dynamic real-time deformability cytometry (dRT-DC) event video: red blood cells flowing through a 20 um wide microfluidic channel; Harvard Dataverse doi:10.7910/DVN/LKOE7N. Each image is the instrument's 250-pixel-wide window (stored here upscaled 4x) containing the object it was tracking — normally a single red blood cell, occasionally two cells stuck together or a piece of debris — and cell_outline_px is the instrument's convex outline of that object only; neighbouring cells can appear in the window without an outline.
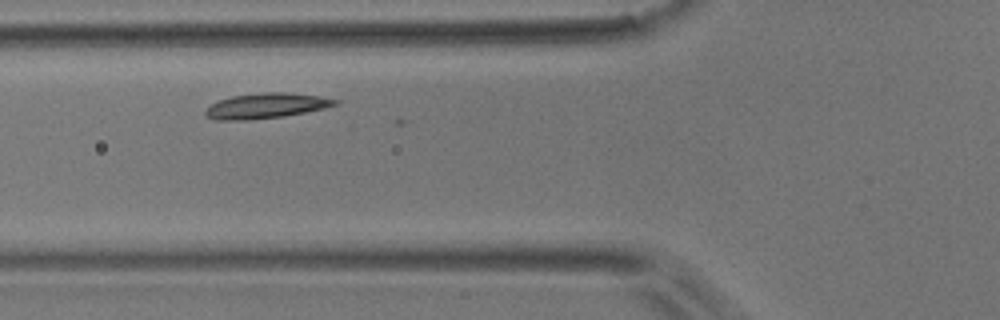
{"species": "common noctule bat (a hibernating species)", "species_latin": "Nyctalus noctula", "temperature_condition": "room temperature", "stored_images_in_passage": 36, "camera_frame_rate_fps": 3000, "um_per_image_px": 0.085, "animal": {"sex": "male", "body_mass_g": 17.9}, "frame": {"image": 1, "passage_image": 2, "time_ms": 0.333, "image_size_px": [1000, 320], "cell_outline_px": [[340, 104], [324, 108], [284, 116], [248, 120], [212, 120], [204, 112], [212, 104], [220, 100], [232, 96], [260, 92], [284, 92], [320, 96], [340, 100]], "centroid_in_image_um": [22.65, 8.99], "position_along_channel_um": 103.2, "area_um2": 19.02}}
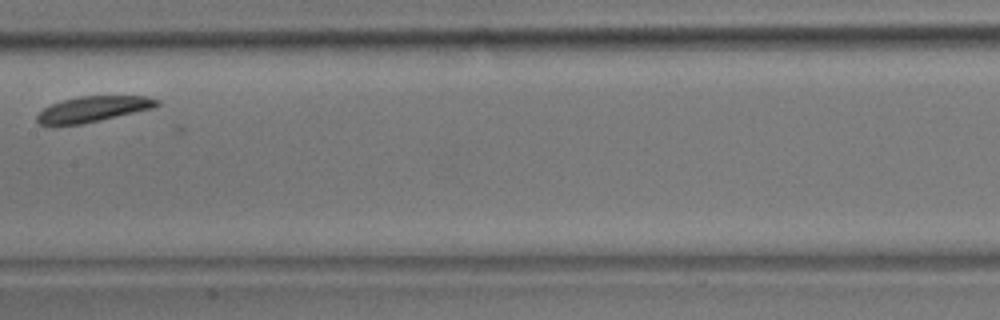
{"frame": {"image": 2, "passage_image": 10, "time_ms": 3.0, "image_size_px": [1000, 320], "cell_outline_px": [[160, 104], [152, 108], [84, 124], [52, 128], [40, 124], [36, 120], [36, 116], [44, 108], [52, 104], [64, 100], [80, 96], [148, 96], [160, 100]], "centroid_in_image_um": [7.84, 9.31], "position_along_channel_um": 199.6, "area_um2": 18.26}}
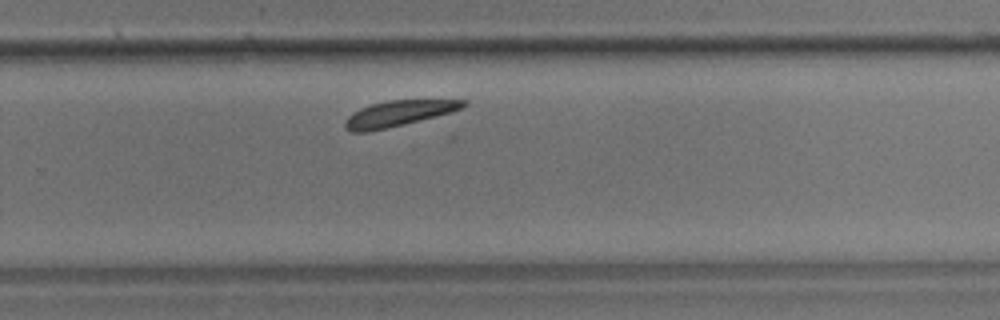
{"frame": {"image": 3, "passage_image": 18, "time_ms": 5.667, "image_size_px": [1000, 320], "cell_outline_px": [[468, 104], [464, 108], [436, 116], [388, 128], [368, 132], [348, 132], [344, 128], [344, 120], [352, 112], [360, 108], [372, 104], [388, 100], [468, 100]], "centroid_in_image_um": [33.83, 9.65], "position_along_channel_um": 296.0, "area_um2": 17.8}}